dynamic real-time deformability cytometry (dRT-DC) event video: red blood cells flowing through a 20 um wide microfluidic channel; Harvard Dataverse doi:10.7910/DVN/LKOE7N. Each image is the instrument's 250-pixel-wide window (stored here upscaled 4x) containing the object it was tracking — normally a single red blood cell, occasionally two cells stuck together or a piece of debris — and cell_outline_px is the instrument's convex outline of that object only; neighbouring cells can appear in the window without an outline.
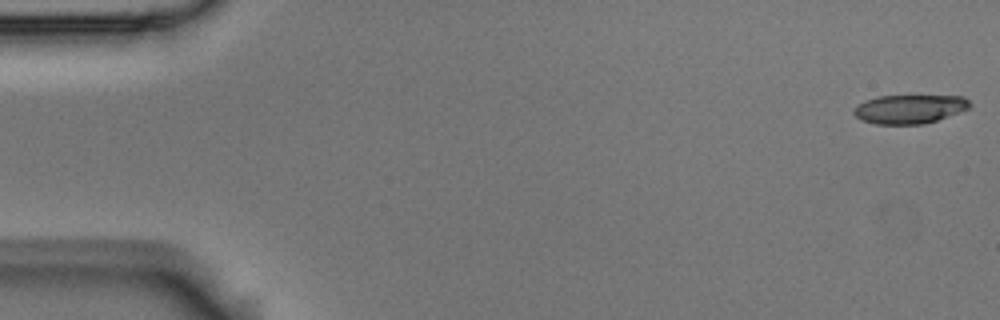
{"species": "Egyptian fruit bat (a non-hibernating species)", "species_latin": "Rousettus aegyptiacus", "temperature_condition": "room temperature", "stored_images_in_passage": 13, "camera_frame_rate_fps": 3000, "um_per_image_px": 0.085, "animal": {"sex": "male"}, "frame": {"image": 1, "passage_image": 1, "time_ms": 0.0, "image_size_px": [1000, 320], "cell_outline_px": [[972, 104], [968, 108], [936, 120], [924, 124], [876, 124], [860, 120], [852, 112], [864, 100], [876, 96], [964, 96]], "centroid_in_image_um": [77.28, 9.26], "position_along_channel_um": 7.7, "area_um2": 19.31}}